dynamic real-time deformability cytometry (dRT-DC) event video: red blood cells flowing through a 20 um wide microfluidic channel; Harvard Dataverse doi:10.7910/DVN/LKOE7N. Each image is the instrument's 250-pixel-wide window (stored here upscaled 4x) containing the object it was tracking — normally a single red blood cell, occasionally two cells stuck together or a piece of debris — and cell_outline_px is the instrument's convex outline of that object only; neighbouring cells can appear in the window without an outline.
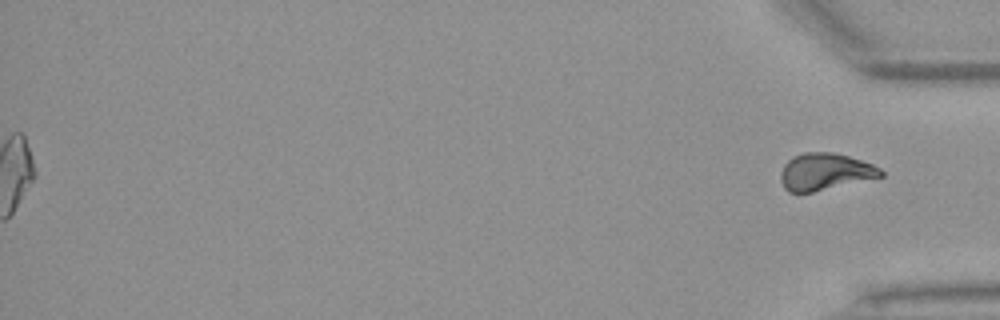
{"species": "Egyptian fruit bat (a non-hibernating species)", "species_latin": "Rousettus aegyptiacus", "temperature_condition": "warm", "stored_images_in_passage": 54, "segment_of_instrument_passage": [2, 2], "camera_frame_rate_fps": 3000, "um_per_image_px": 0.085, "animal": {"sex": "female"}, "frame": {"image": 1, "passage_image": 54, "time_ms": 17.667, "image_size_px": [1000, 320], "cell_outline_px": [[884, 176], [812, 192], [788, 192], [784, 188], [780, 180], [780, 172], [784, 164], [792, 156], [804, 152], [832, 152], [848, 156], [872, 164], [880, 168], [884, 172]], "centroid_in_image_um": [70.1, 14.59], "position_along_channel_um": 365.1, "area_um2": 21.56}}